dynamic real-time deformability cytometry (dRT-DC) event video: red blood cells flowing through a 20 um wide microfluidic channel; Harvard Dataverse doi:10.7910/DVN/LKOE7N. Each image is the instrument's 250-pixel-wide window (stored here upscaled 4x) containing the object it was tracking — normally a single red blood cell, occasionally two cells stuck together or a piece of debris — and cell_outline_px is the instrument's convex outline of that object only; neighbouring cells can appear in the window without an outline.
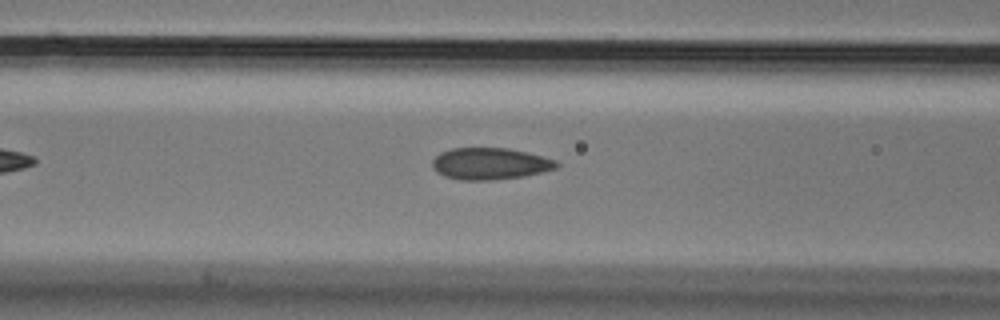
{"species": "Egyptian fruit bat (a non-hibernating species)", "species_latin": "Rousettus aegyptiacus", "temperature_condition": "cold", "stored_images_in_passage": 40, "camera_frame_rate_fps": 3000, "um_per_image_px": 0.085, "animal": {"sex": "male"}, "frame": {"image": 1, "passage_image": 13, "time_ms": 4.0, "image_size_px": [1000, 320], "cell_outline_px": [[560, 164], [556, 168], [524, 176], [492, 180], [460, 180], [444, 176], [436, 172], [432, 168], [432, 160], [440, 152], [452, 148], [508, 148], [528, 152], [556, 160]], "centroid_in_image_um": [41.63, 13.91], "position_along_channel_um": 125.0, "area_um2": 23.06}}
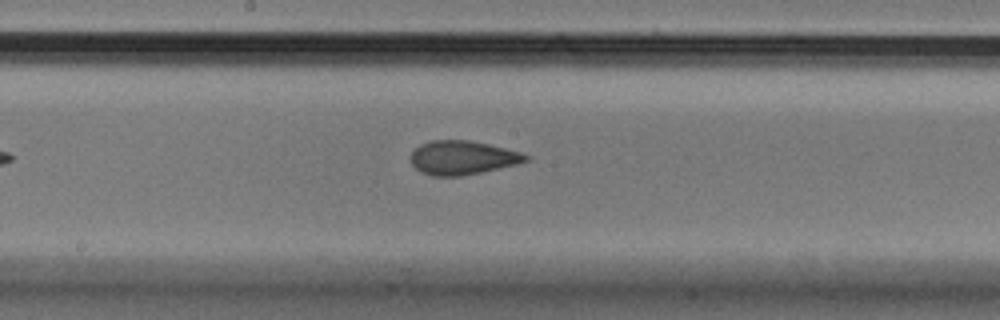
{"frame": {"image": 2, "passage_image": 20, "time_ms": 6.333, "image_size_px": [1000, 320], "cell_outline_px": [[532, 156], [528, 160], [516, 164], [480, 172], [460, 176], [432, 176], [420, 172], [412, 164], [412, 152], [420, 144], [432, 140], [468, 140], [488, 144], [520, 152]], "centroid_in_image_um": [39.3, 13.4], "position_along_channel_um": 208.9, "area_um2": 22.48}}
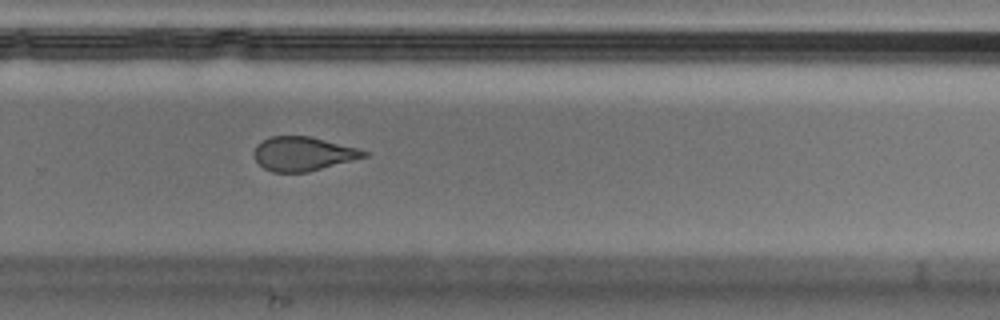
{"frame": {"image": 3, "passage_image": 28, "time_ms": 9.0, "image_size_px": [1000, 320], "cell_outline_px": [[368, 156], [308, 172], [272, 172], [264, 168], [256, 160], [256, 144], [272, 136], [312, 136], [356, 148], [368, 152]], "centroid_in_image_um": [25.77, 13.07], "position_along_channel_um": 304.0, "area_um2": 21.5}}